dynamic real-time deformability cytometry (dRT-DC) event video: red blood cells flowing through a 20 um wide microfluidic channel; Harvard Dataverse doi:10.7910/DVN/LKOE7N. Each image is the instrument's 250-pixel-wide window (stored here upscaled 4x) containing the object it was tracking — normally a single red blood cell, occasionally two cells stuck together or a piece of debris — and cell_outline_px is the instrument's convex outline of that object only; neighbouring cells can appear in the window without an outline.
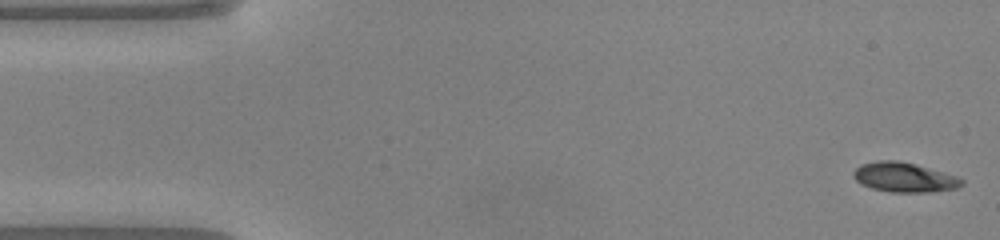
{"species": "common noctule bat (a hibernating species)", "species_latin": "Nyctalus noctula", "temperature_condition": "warm", "stored_images_in_passage": 48, "camera_frame_rate_fps": 3000, "um_per_image_px": 0.085, "animal": {"sex": "male", "body_mass_g": 20.0, "forearm_length_mm": 53.3}, "frame": {"image": 1, "passage_image": 1, "time_ms": 0.0, "image_size_px": [1000, 240], "cell_outline_px": [[964, 184], [956, 188], [928, 192], [892, 192], [872, 188], [860, 184], [852, 176], [852, 172], [860, 164], [876, 160], [896, 160], [912, 164], [956, 176], [964, 180]], "centroid_in_image_um": [76.8, 15.07], "position_along_channel_um": 8.2, "area_um2": 18.5}}
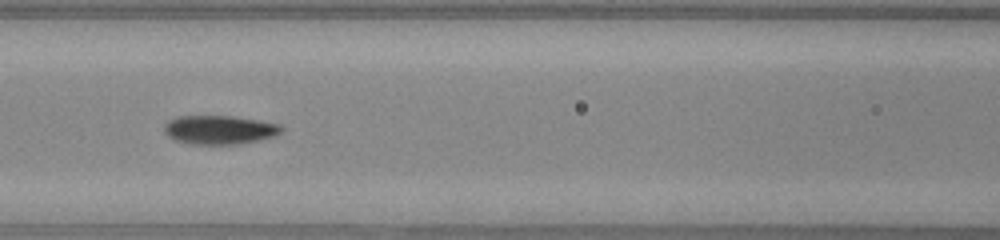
{"frame": {"image": 2, "passage_image": 20, "time_ms": 6.333, "image_size_px": [1000, 240], "cell_outline_px": [[284, 128], [276, 136], [260, 140], [240, 144], [188, 144], [176, 140], [168, 136], [164, 132], [164, 128], [172, 120], [180, 116], [232, 116], [280, 124]], "centroid_in_image_um": [18.71, 11.05], "position_along_channel_um": 147.9, "area_um2": 19.54}}
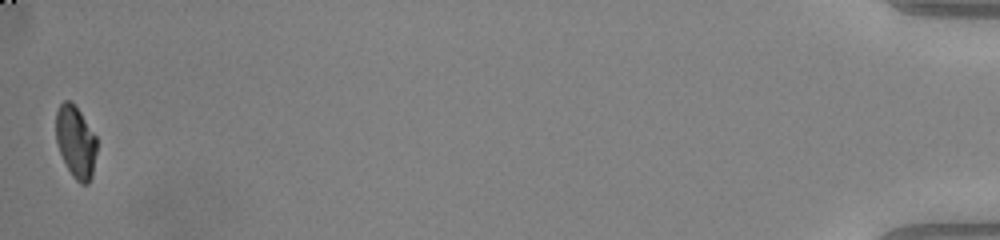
{"frame": {"image": 3, "passage_image": 48, "time_ms": 15.667, "image_size_px": [1000, 240], "cell_outline_px": [[96, 152], [92, 176], [88, 184], [80, 184], [72, 176], [60, 152], [56, 140], [56, 112], [60, 104], [64, 100], [72, 100], [96, 136]], "centroid_in_image_um": [6.43, 12.04], "position_along_channel_um": 428.8, "area_um2": 17.11}, "authors_computed_cell_mechanics": {"area_um2": 18.9006, "velocity_mm_per_s": 4.1105, "shape_relaxation_time_tau1_ms": 3.9334, "shape_relaxation_time_tau2_ms": 0.9912, "deformation_change_tau1": 0.2021, "deformation_change_tau2": 0.0367}}